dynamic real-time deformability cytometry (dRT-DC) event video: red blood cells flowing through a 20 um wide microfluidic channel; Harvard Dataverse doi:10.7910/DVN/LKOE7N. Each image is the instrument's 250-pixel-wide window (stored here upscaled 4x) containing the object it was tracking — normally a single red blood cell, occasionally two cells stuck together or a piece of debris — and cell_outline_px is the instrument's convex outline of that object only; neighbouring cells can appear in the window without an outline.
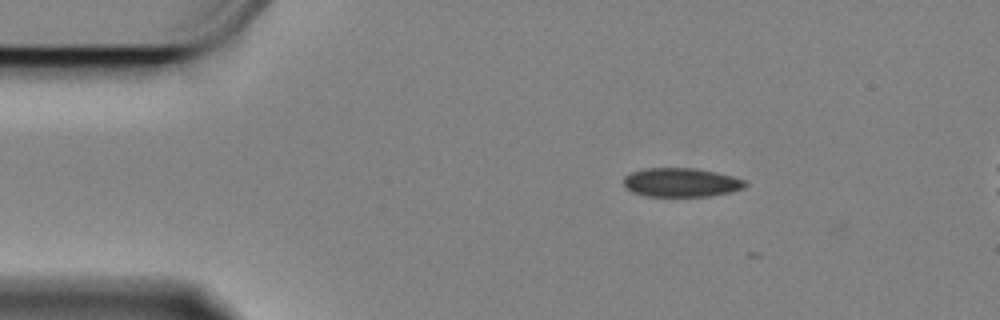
{"species": "Egyptian fruit bat (a non-hibernating species)", "species_latin": "Rousettus aegyptiacus", "temperature_condition": "cold", "stored_images_in_passage": 4, "camera_frame_rate_fps": 3000, "um_per_image_px": 0.085, "animal": {"sex": "female"}, "frame": {"image": 1, "passage_image": 1, "time_ms": 0.0, "image_size_px": [1000, 320], "cell_outline_px": [[748, 184], [744, 188], [728, 192], [708, 196], [648, 196], [632, 192], [624, 184], [624, 176], [632, 172], [644, 168], [696, 168], [716, 172], [732, 176], [744, 180]], "centroid_in_image_um": [57.9, 15.5], "position_along_channel_um": 27.1, "area_um2": 20.35}}